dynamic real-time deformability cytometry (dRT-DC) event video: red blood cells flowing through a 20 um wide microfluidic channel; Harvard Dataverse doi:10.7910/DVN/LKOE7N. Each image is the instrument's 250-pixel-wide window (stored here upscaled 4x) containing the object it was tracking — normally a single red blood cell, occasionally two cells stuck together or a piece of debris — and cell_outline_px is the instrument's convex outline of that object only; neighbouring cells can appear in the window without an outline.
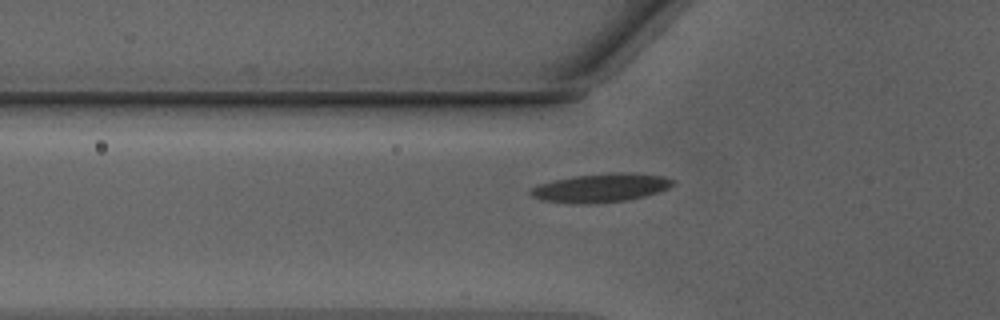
{"species": "Egyptian fruit bat (a non-hibernating species)", "species_latin": "Rousettus aegyptiacus", "temperature_condition": "warm", "stored_images_in_passage": 31, "camera_frame_rate_fps": 3000, "um_per_image_px": 0.085, "animal": {"sex": "male"}, "frame": {"image": 1, "passage_image": 3, "time_ms": 0.667, "image_size_px": [1000, 320], "cell_outline_px": [[676, 184], [668, 188], [644, 196], [628, 200], [588, 204], [580, 204], [544, 200], [532, 196], [528, 192], [532, 188], [540, 184], [556, 180], [576, 176], [620, 172], [664, 176], [676, 180]], "centroid_in_image_um": [51.12, 15.97], "position_along_channel_um": 74.7, "area_um2": 23.35}}
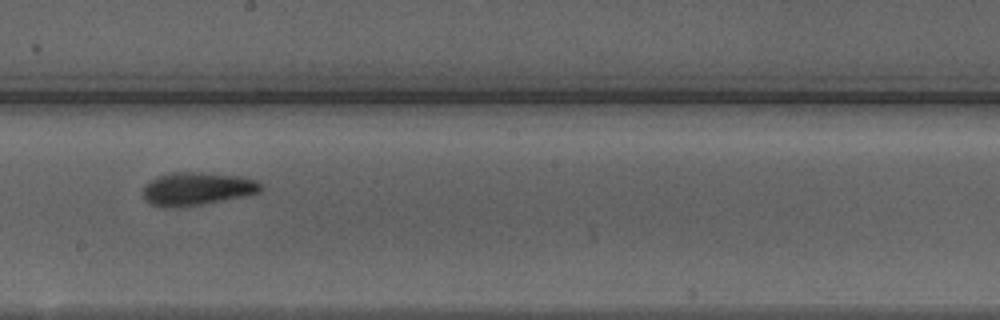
{"frame": {"image": 2, "passage_image": 14, "time_ms": 4.333, "image_size_px": [1000, 320], "cell_outline_px": [[264, 188], [260, 192], [244, 196], [200, 204], [172, 208], [164, 208], [152, 204], [144, 200], [144, 188], [156, 176], [172, 172], [204, 172], [244, 176], [256, 180], [264, 184]], "centroid_in_image_um": [16.8, 16.03], "position_along_channel_um": 231.4, "area_um2": 22.83}}
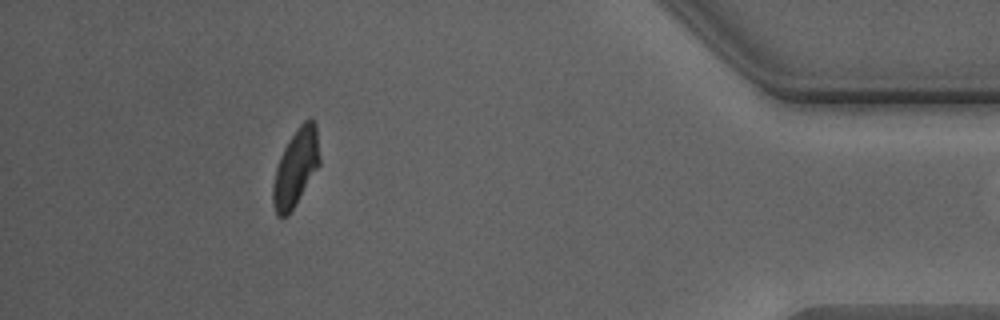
{"frame": {"image": 3, "passage_image": 30, "time_ms": 9.667, "image_size_px": [1000, 320], "cell_outline_px": [[320, 164], [288, 216], [276, 216], [272, 204], [272, 188], [276, 168], [280, 156], [284, 148], [300, 124], [304, 120], [312, 116], [316, 124], [320, 156]], "centroid_in_image_um": [25.14, 14.24], "position_along_channel_um": 410.1, "area_um2": 20.92}}